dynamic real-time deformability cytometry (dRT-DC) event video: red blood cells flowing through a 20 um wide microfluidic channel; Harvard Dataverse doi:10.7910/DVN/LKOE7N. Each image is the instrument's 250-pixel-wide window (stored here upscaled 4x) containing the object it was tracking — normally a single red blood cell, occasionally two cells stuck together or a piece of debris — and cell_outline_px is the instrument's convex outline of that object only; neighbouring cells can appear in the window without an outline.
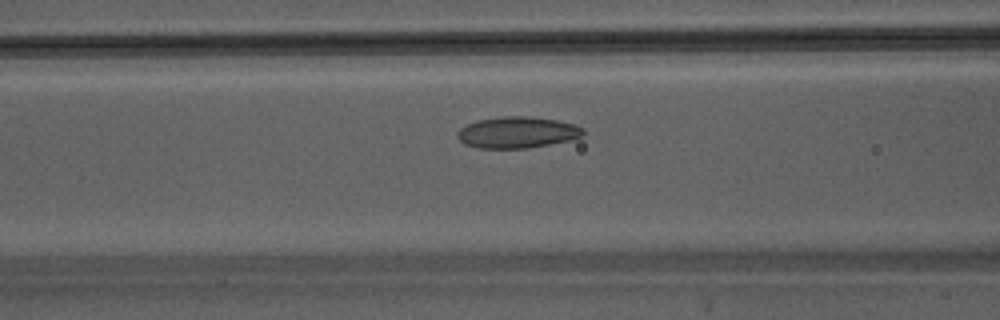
{"species": "Egyptian fruit bat (a non-hibernating species)", "species_latin": "Rousettus aegyptiacus", "temperature_condition": "warm", "stored_images_in_passage": 38, "camera_frame_rate_fps": 3000, "um_per_image_px": 0.085, "animal": {"sex": "male"}, "frame": {"image": 1, "passage_image": 12, "time_ms": 3.667, "image_size_px": [1000, 320], "cell_outline_px": [[584, 136], [568, 140], [528, 148], [476, 148], [464, 144], [456, 136], [456, 132], [460, 128], [476, 120], [500, 116], [532, 116], [556, 120], [572, 124], [584, 128]], "centroid_in_image_um": [43.93, 11.25], "position_along_channel_um": 122.7, "area_um2": 23.06}}
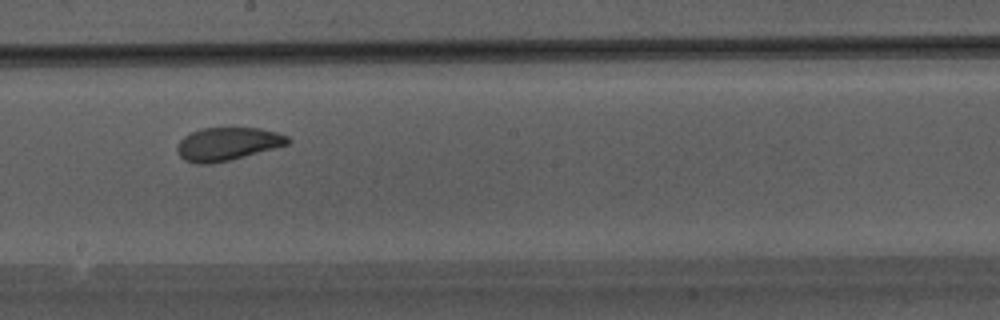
{"frame": {"image": 2, "passage_image": 19, "time_ms": 6.0, "image_size_px": [1000, 320], "cell_outline_px": [[292, 140], [288, 144], [244, 156], [228, 160], [208, 164], [196, 164], [184, 160], [180, 156], [176, 148], [180, 140], [184, 136], [200, 128], [260, 128], [276, 132], [288, 136]], "centroid_in_image_um": [19.32, 12.23], "position_along_channel_um": 228.9, "area_um2": 21.15}}
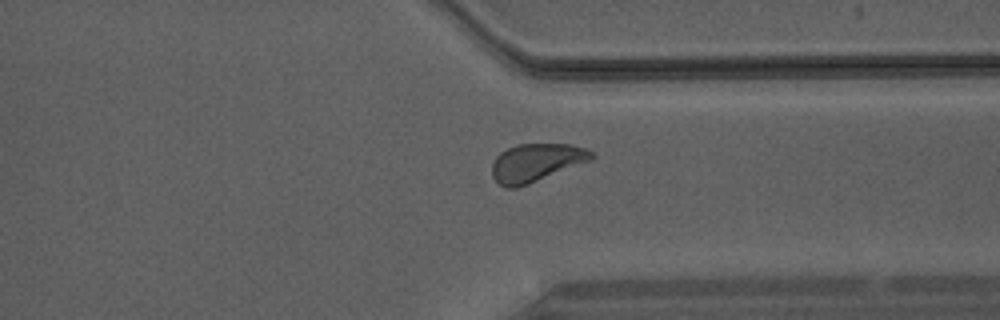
{"frame": {"image": 3, "passage_image": 28, "time_ms": 9.0, "image_size_px": [1000, 320], "cell_outline_px": [[596, 156], [592, 160], [528, 184], [516, 188], [508, 188], [500, 184], [492, 176], [492, 164], [496, 156], [500, 152], [516, 144], [572, 144], [596, 152]], "centroid_in_image_um": [45.6, 13.81], "position_along_channel_um": 365.8, "area_um2": 22.14}}